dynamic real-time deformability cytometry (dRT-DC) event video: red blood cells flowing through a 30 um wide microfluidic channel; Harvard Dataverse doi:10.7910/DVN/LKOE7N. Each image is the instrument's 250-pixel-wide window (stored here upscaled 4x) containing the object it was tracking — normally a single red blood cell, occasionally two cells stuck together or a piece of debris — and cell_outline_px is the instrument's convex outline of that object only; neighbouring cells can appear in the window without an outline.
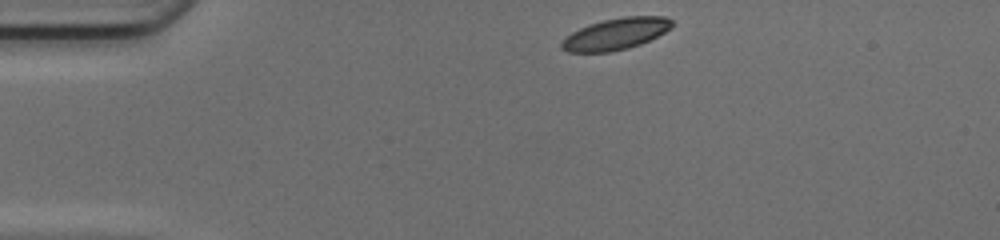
{"species": "common noctule bat (a hibernating species)", "species_latin": "Nyctalus noctula", "temperature_condition": "cold", "stored_images_in_passage": 41, "camera_frame_rate_fps": 3000, "um_per_image_px": 0.085, "animal": {"sex": "female", "body_mass_g": 17.0, "forearm_length_mm": 48.0}, "frame": {"image": 1, "passage_image": 1, "time_ms": 0.0, "image_size_px": [1000, 240], "cell_outline_px": [[672, 28], [640, 44], [628, 48], [612, 52], [568, 52], [560, 48], [560, 44], [572, 32], [588, 24], [604, 20], [624, 16], [664, 16], [672, 20]], "centroid_in_image_um": [52.34, 2.88], "position_along_channel_um": 32.7, "area_um2": 20.17}}
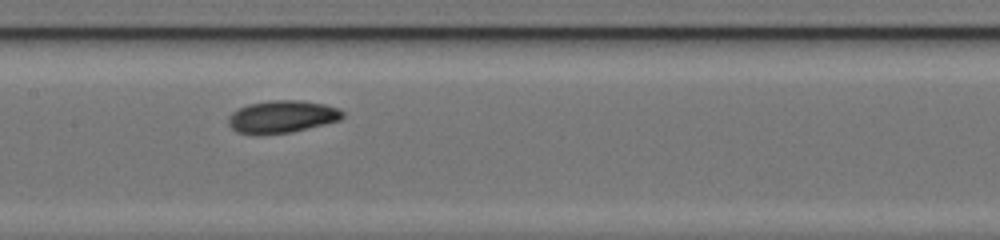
{"frame": {"image": 2, "passage_image": 16, "time_ms": 5.0, "image_size_px": [1000, 240], "cell_outline_px": [[344, 116], [340, 120], [292, 132], [256, 136], [236, 132], [228, 124], [228, 116], [232, 112], [248, 104], [272, 100], [300, 100], [324, 104], [340, 108], [344, 112]], "centroid_in_image_um": [23.96, 9.93], "position_along_channel_um": 183.4, "area_um2": 21.91}}
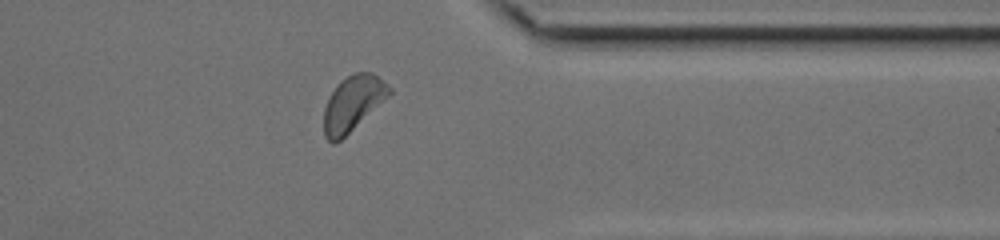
{"frame": {"image": 3, "passage_image": 31, "time_ms": 10.0, "image_size_px": [1000, 240], "cell_outline_px": [[392, 92], [388, 96], [336, 144], [332, 144], [324, 136], [324, 108], [332, 92], [340, 80], [356, 72], [372, 72], [388, 84], [392, 88]], "centroid_in_image_um": [29.98, 8.78], "position_along_channel_um": 381.4, "area_um2": 20.69}, "authors_computed_cell_mechanics": {"area_um2": 21.097, "velocity_mm_per_s": 4.1297, "shape_relaxation_time_tau1_ms": 2.0123, "shape_relaxation_time_tau2_ms": null, "deformation_change_tau1": 0.0834, "deformation_change_tau2": null}}